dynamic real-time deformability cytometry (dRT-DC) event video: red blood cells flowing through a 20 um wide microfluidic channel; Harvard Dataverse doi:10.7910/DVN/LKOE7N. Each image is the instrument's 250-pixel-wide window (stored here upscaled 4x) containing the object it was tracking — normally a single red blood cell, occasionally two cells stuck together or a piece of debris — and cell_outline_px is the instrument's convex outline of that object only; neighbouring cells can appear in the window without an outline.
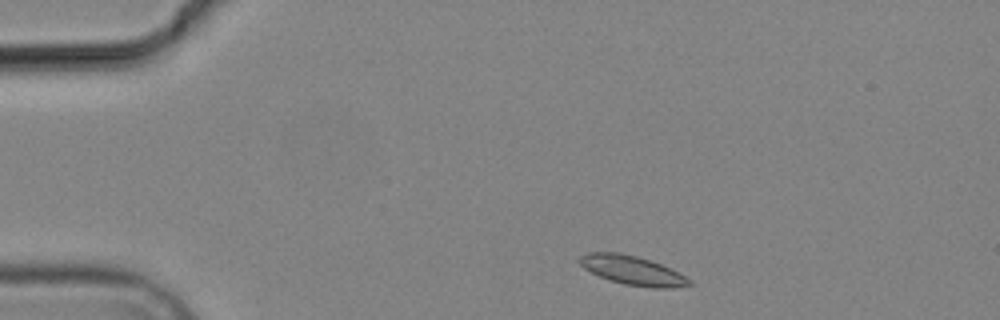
{"species": "common noctule bat (a hibernating species)", "species_latin": "Nyctalus noctula", "temperature_condition": "cold", "stored_images_in_passage": 8, "camera_frame_rate_fps": 3000, "um_per_image_px": 0.085, "animal": {"sex": "male", "body_mass_g": 19.2, "forearm_length_mm": 51.8}, "frame": {"image": 1, "passage_image": 1, "time_ms": 0.0, "image_size_px": [1000, 320], "cell_outline_px": [[692, 284], [672, 288], [652, 288], [624, 284], [600, 276], [584, 268], [576, 260], [580, 256], [588, 252], [620, 252], [636, 256], [660, 264], [692, 280]], "centroid_in_image_um": [53.72, 22.97], "position_along_channel_um": 31.3, "area_um2": 18.32}}
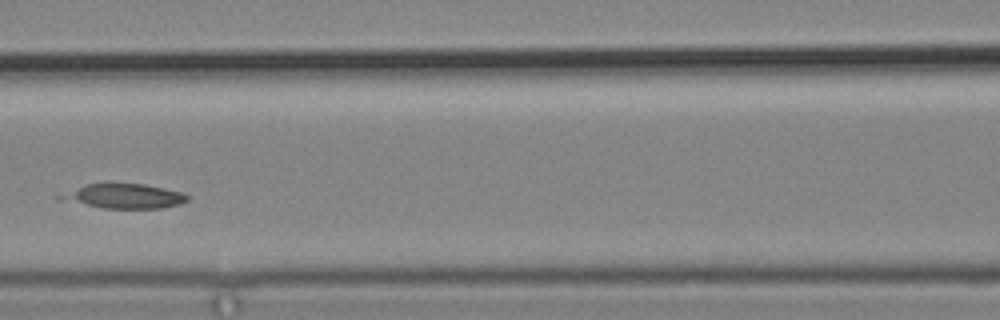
{"frame": {"image": 2, "passage_image": 5, "time_ms": 5.0, "image_size_px": [1000, 320], "cell_outline_px": [[188, 200], [180, 204], [160, 208], [100, 208], [88, 204], [72, 196], [72, 192], [84, 184], [108, 180], [144, 184], [184, 192], [188, 196]], "centroid_in_image_um": [10.87, 16.61], "position_along_channel_um": 155.7, "area_um2": 17.46}}
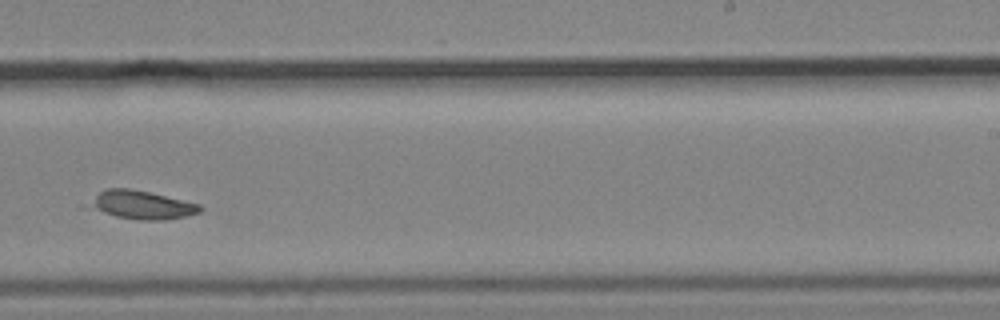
{"frame": {"image": 3, "passage_image": 8, "time_ms": 8.333, "image_size_px": [1000, 320], "cell_outline_px": [[204, 208], [200, 212], [184, 216], [164, 220], [136, 220], [116, 216], [104, 212], [88, 204], [100, 192], [108, 188], [128, 188], [148, 192], [200, 204]], "centroid_in_image_um": [12.11, 17.42], "position_along_channel_um": 276.9, "area_um2": 17.8}}